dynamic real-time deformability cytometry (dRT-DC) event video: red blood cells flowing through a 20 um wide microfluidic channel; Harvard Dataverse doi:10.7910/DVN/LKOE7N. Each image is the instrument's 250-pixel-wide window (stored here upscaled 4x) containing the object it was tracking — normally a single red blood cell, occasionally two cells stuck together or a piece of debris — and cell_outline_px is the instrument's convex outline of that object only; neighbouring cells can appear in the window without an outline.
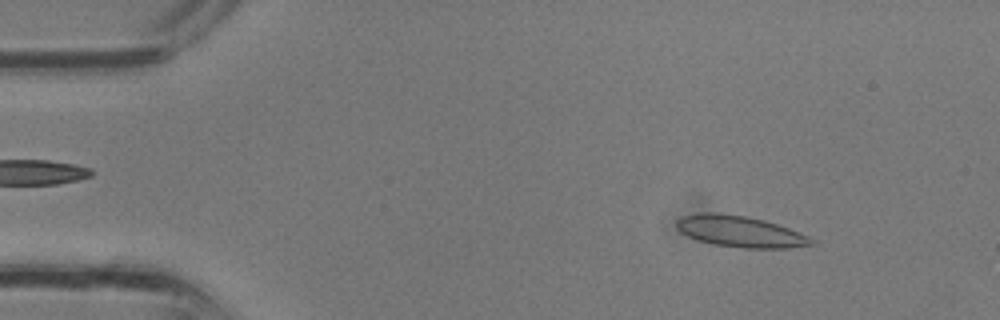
{"species": "common noctule bat (a hibernating species)", "species_latin": "Nyctalus noctula", "temperature_condition": "room temperature", "stored_images_in_passage": 30, "camera_frame_rate_fps": 3000, "um_per_image_px": 0.085, "animal": {"sex": "male", "body_mass_g": 13.3}, "frame": {"image": 1, "passage_image": 1, "time_ms": 0.0, "image_size_px": [1000, 320], "cell_outline_px": [[816, 244], [788, 248], [744, 248], [712, 244], [688, 236], [680, 232], [676, 228], [676, 220], [680, 216], [696, 212], [716, 212], [748, 216], [764, 220], [788, 228], [808, 236], [816, 240]], "centroid_in_image_um": [62.88, 19.66], "position_along_channel_um": 22.1, "area_um2": 24.8}}
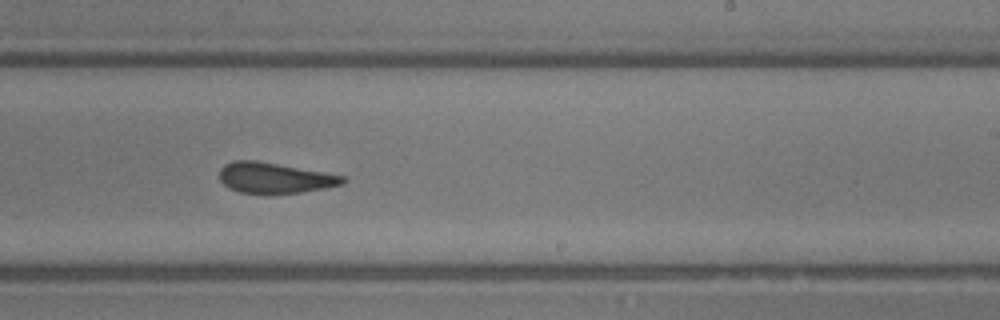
{"frame": {"image": 2, "passage_image": 17, "time_ms": 5.333, "image_size_px": [1000, 320], "cell_outline_px": [[348, 180], [340, 184], [328, 188], [300, 192], [240, 192], [228, 188], [220, 180], [220, 168], [224, 164], [232, 160], [256, 160], [324, 172], [344, 176]], "centroid_in_image_um": [23.33, 15.09], "position_along_channel_um": 265.7, "area_um2": 21.68}}
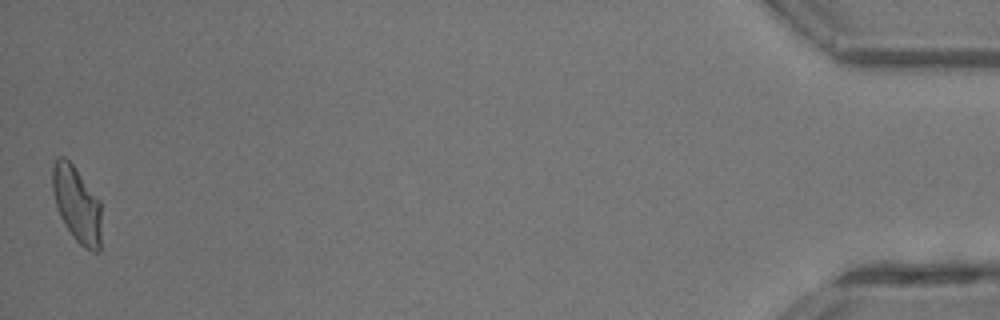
{"frame": {"image": 3, "passage_image": 30, "time_ms": 9.667, "image_size_px": [1000, 320], "cell_outline_px": [[100, 252], [92, 252], [84, 248], [72, 236], [64, 224], [56, 208], [52, 188], [52, 168], [56, 160], [60, 156], [64, 156], [72, 164], [100, 200]], "centroid_in_image_um": [6.52, 17.39], "position_along_channel_um": 428.7, "area_um2": 21.62}}